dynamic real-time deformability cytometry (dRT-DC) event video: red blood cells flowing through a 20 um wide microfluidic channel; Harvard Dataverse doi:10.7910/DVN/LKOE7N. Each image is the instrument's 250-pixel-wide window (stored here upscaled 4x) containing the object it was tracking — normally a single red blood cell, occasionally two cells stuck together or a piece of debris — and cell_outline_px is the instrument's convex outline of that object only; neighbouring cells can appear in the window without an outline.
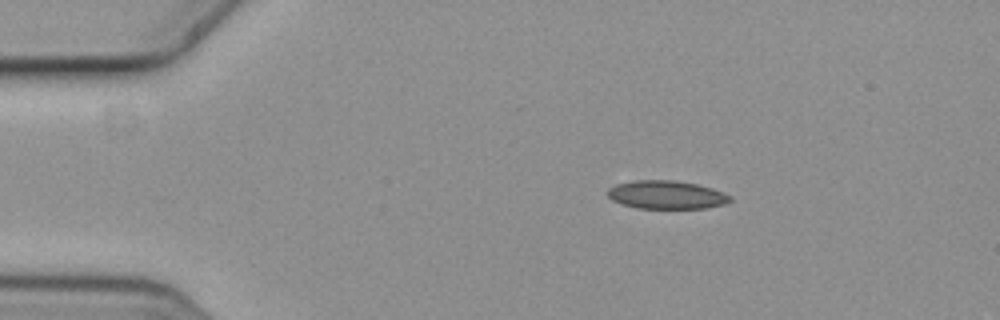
{"species": "common noctule bat (a hibernating species)", "species_latin": "Nyctalus noctula", "temperature_condition": "cold", "stored_images_in_passage": 3, "camera_frame_rate_fps": 3000, "um_per_image_px": 0.085, "animal": {"sex": "female", "body_mass_g": 19.3, "forearm_length_mm": 54.1}, "frame": {"image": 1, "passage_image": 1, "time_ms": 0.0, "image_size_px": [1000, 320], "cell_outline_px": [[732, 200], [724, 204], [708, 208], [636, 208], [620, 204], [612, 200], [608, 196], [608, 188], [616, 184], [636, 180], [672, 180], [696, 184], [712, 188], [732, 196]], "centroid_in_image_um": [56.64, 16.56], "position_along_channel_um": 28.4, "area_um2": 20.23}}